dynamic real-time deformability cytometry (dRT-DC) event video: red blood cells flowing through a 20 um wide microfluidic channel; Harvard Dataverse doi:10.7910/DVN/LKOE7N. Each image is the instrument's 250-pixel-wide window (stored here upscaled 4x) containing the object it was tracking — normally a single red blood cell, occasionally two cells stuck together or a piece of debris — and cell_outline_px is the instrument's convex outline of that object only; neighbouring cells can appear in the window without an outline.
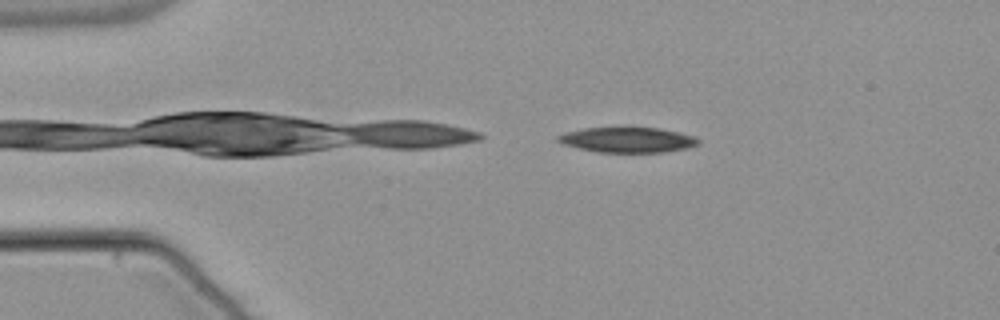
{"species": "common noctule bat (a hibernating species)", "species_latin": "Nyctalus noctula", "temperature_condition": "warm", "stored_images_in_passage": 45, "camera_frame_rate_fps": 3000, "um_per_image_px": 0.085, "animal": {"sex": "male", "body_mass_g": 21.5, "forearm_length_mm": 52.0}, "frame": {"image": 1, "passage_image": 1, "time_ms": 0.0, "image_size_px": [1000, 320], "cell_outline_px": [[700, 144], [688, 148], [664, 152], [596, 152], [564, 144], [556, 140], [556, 136], [564, 132], [584, 128], [656, 128], [676, 132], [692, 136], [700, 140]], "centroid_in_image_um": [53.32, 11.89], "position_along_channel_um": 31.7, "area_um2": 20.4}}
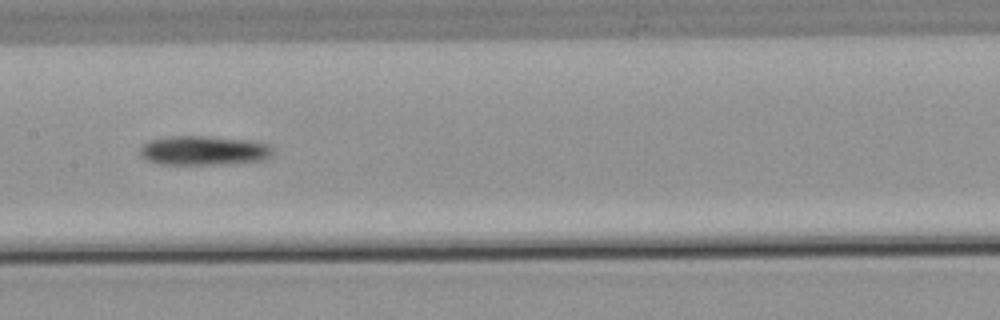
{"frame": {"image": 2, "passage_image": 18, "time_ms": 5.667, "image_size_px": [1000, 320], "cell_outline_px": [[272, 152], [264, 160], [220, 164], [160, 164], [144, 160], [140, 156], [140, 148], [148, 140], [172, 136], [204, 136], [252, 140], [268, 144], [272, 148]], "centroid_in_image_um": [17.27, 12.79], "position_along_channel_um": 190.1, "area_um2": 22.72}}
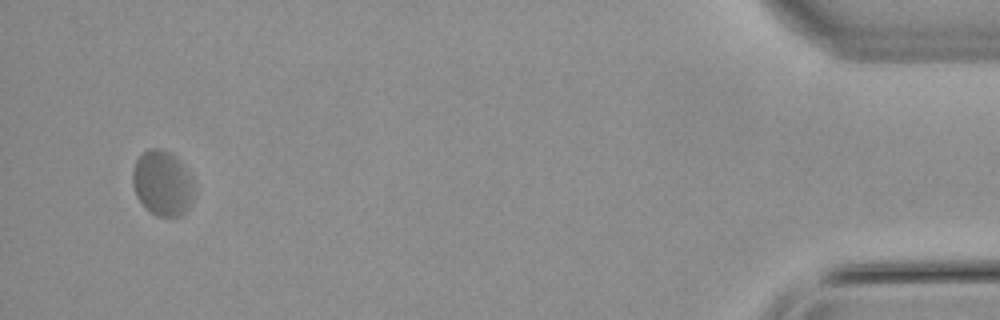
{"frame": {"image": 3, "passage_image": 43, "time_ms": 14.0, "image_size_px": [1000, 320], "cell_outline_px": [[196, 192], [188, 208], [180, 216], [156, 216], [136, 196], [132, 184], [132, 172], [136, 160], [148, 148], [160, 148], [176, 156], [180, 160]], "centroid_in_image_um": [13.79, 15.56], "position_along_channel_um": 421.4, "area_um2": 23.06}}